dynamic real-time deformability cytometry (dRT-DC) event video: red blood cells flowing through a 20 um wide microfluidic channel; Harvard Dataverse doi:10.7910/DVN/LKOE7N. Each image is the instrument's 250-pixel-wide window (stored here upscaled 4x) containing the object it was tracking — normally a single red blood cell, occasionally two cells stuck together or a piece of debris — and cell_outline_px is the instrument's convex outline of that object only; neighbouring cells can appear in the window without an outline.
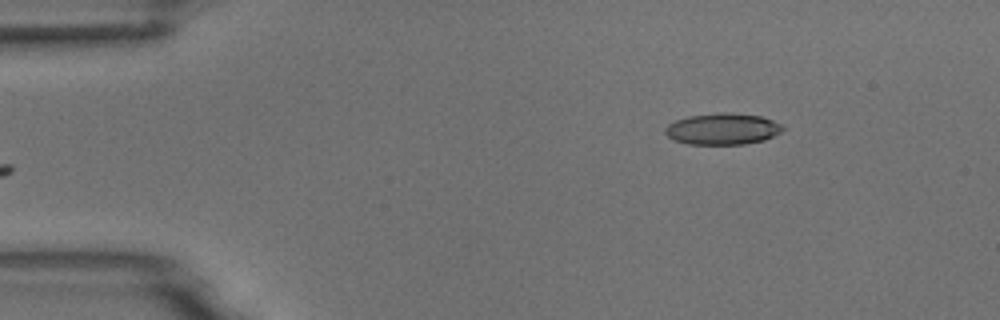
{"species": "common noctule bat (a hibernating species)", "species_latin": "Nyctalus noctula", "temperature_condition": "room temperature", "stored_images_in_passage": 47, "camera_frame_rate_fps": 3000, "um_per_image_px": 0.085, "animal": {"sex": "male", "body_mass_g": 18.8}, "frame": {"image": 1, "passage_image": 1, "time_ms": 0.0, "image_size_px": [1000, 320], "cell_outline_px": [[784, 128], [780, 132], [764, 140], [744, 144], [688, 144], [676, 140], [668, 136], [664, 132], [664, 128], [668, 124], [676, 120], [688, 116], [720, 112], [728, 112], [760, 116], [772, 120], [780, 124]], "centroid_in_image_um": [61.4, 10.95], "position_along_channel_um": 23.6, "area_um2": 21.39}}
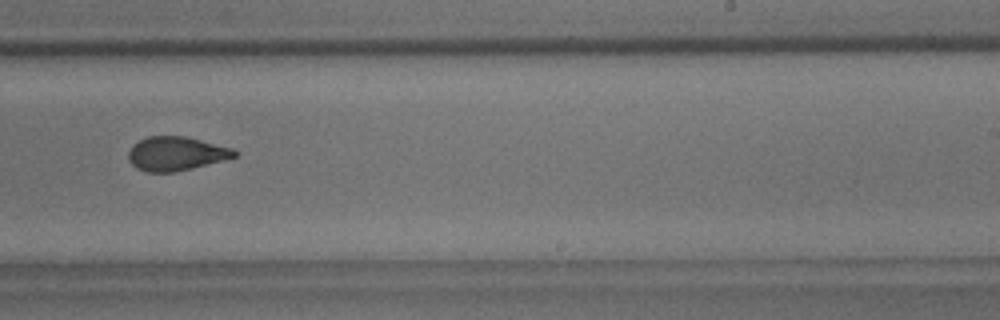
{"frame": {"image": 2, "passage_image": 27, "time_ms": 8.667, "image_size_px": [1000, 320], "cell_outline_px": [[236, 156], [224, 160], [192, 168], [172, 172], [144, 172], [136, 168], [128, 160], [128, 152], [132, 144], [148, 136], [184, 136], [232, 148], [236, 152]], "centroid_in_image_um": [14.91, 13.06], "position_along_channel_um": 274.1, "area_um2": 20.87}}
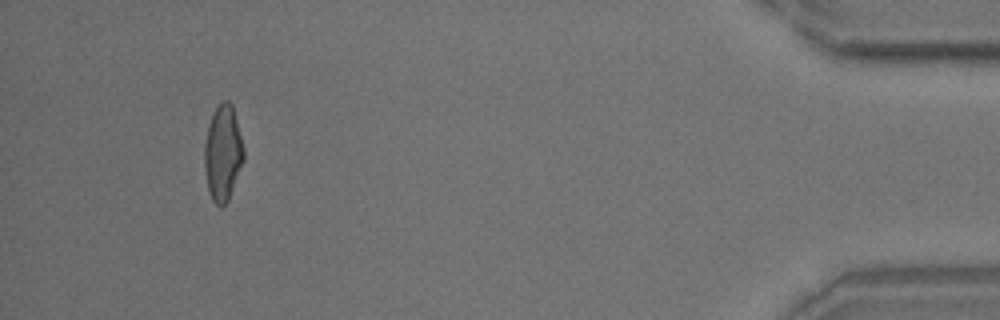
{"frame": {"image": 3, "passage_image": 44, "time_ms": 14.333, "image_size_px": [1000, 320], "cell_outline_px": [[244, 160], [228, 200], [220, 208], [212, 200], [208, 192], [204, 164], [204, 144], [208, 128], [212, 116], [216, 108], [224, 100], [228, 100], [232, 104], [244, 148]], "centroid_in_image_um": [18.94, 13.04], "position_along_channel_um": 416.3, "area_um2": 21.73}, "authors_computed_cell_mechanics": {"area_um2": 21.7328, "velocity_mm_per_s": 3.7112, "shape_relaxation_time_tau1_ms": 6.9316, "shape_relaxation_time_tau2_ms": 1.6915, "deformation_change_tau1": 0.2, "deformation_change_tau2": 0.0917}}